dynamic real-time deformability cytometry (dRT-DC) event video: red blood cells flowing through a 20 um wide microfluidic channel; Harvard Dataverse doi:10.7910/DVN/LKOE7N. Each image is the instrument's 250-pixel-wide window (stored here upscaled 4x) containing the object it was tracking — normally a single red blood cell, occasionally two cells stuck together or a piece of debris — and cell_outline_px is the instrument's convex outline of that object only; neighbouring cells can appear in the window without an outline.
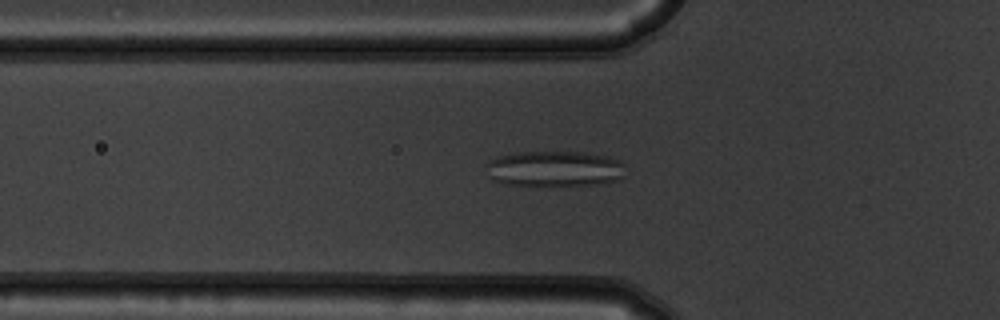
{"species": "common noctule bat (a hibernating species)", "species_latin": "Nyctalus noctula", "temperature_condition": "warm", "stored_images_in_passage": 54, "camera_frame_rate_fps": 3000, "um_per_image_px": 0.085, "animal": {"sex": "male", "body_mass_g": 19.5, "forearm_length_mm": 54.6}, "frame": {"image": 1, "passage_image": 18, "time_ms": 5.667, "image_size_px": [1000, 320], "cell_outline_px": [[624, 176], [620, 180], [600, 184], [508, 184], [492, 180], [488, 176], [488, 160], [512, 152], [584, 152], [608, 156], [620, 160], [624, 164]], "centroid_in_image_um": [47.18, 14.32], "position_along_channel_um": 78.6, "area_um2": 28.73}}
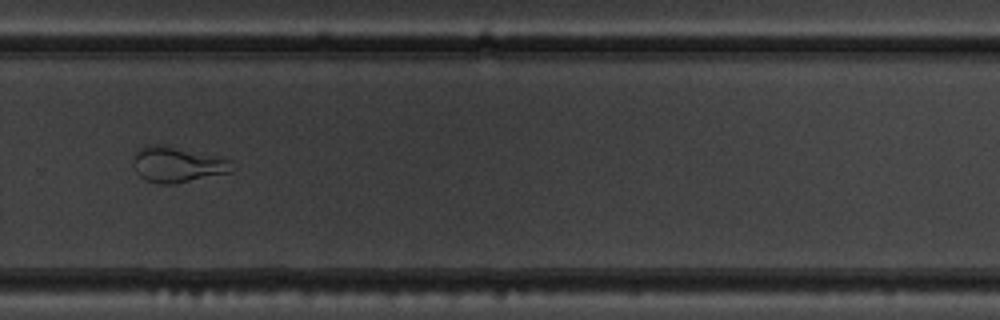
{"frame": {"image": 2, "passage_image": 37, "time_ms": 12.0, "image_size_px": [1000, 320], "cell_outline_px": [[232, 172], [172, 184], [160, 184], [144, 180], [136, 172], [132, 160], [136, 152], [140, 148], [148, 144], [160, 144], [232, 160]], "centroid_in_image_um": [15.03, 13.99], "position_along_channel_um": 314.8, "area_um2": 20.29}}
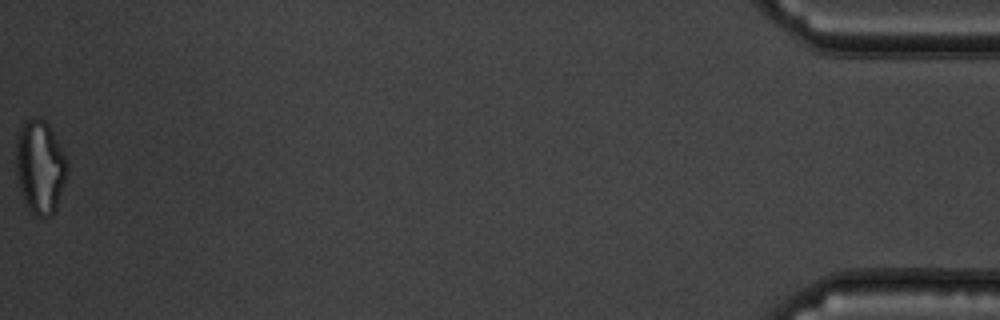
{"frame": {"image": 3, "passage_image": 54, "time_ms": 17.667, "image_size_px": [1000, 320], "cell_outline_px": [[68, 172], [56, 208], [52, 216], [36, 216], [32, 212], [24, 200], [20, 188], [16, 172], [16, 136], [24, 120], [36, 116], [40, 116], [48, 124], [68, 160]], "centroid_in_image_um": [3.41, 14.14], "position_along_channel_um": 431.8, "area_um2": 28.03}, "authors_computed_cell_mechanics": {"area_um2": 26.5302, "velocity_mm_per_s": 3.7308, "shape_relaxation_time_tau1_ms": null, "shape_relaxation_time_tau2_ms": 1.3501, "deformation_change_tau1": null, "deformation_change_tau2": 0.0931}}